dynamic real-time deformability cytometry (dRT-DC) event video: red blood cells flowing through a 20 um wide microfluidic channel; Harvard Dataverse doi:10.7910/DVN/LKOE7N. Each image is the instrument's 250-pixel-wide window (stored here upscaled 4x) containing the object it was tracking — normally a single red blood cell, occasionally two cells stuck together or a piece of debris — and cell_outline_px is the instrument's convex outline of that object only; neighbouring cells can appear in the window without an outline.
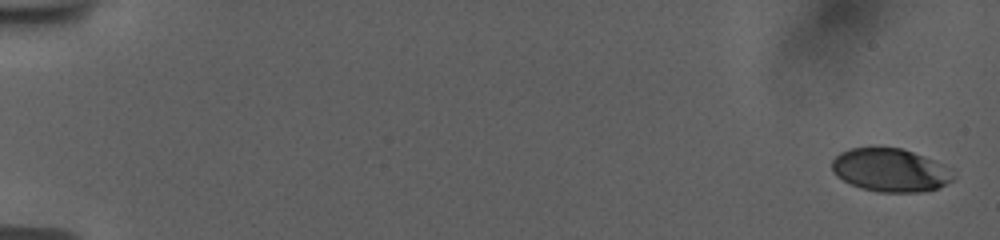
{"species": "human", "species_latin": "Homo sapiens", "temperature_condition": "room temperature", "stored_images_in_passage": 56, "camera_frame_rate_fps": 3000, "um_per_image_px": 0.085, "donor": {"sex": "female"}, "frame": {"image": 1, "passage_image": 1, "time_ms": 0.0, "image_size_px": [1000, 240], "cell_outline_px": [[956, 180], [936, 188], [920, 192], [876, 192], [852, 184], [836, 176], [832, 168], [832, 160], [840, 152], [848, 148], [900, 148], [912, 152], [932, 160], [940, 164], [956, 176]], "centroid_in_image_um": [75.66, 14.47], "position_along_channel_um": 9.3, "area_um2": 30.11}}
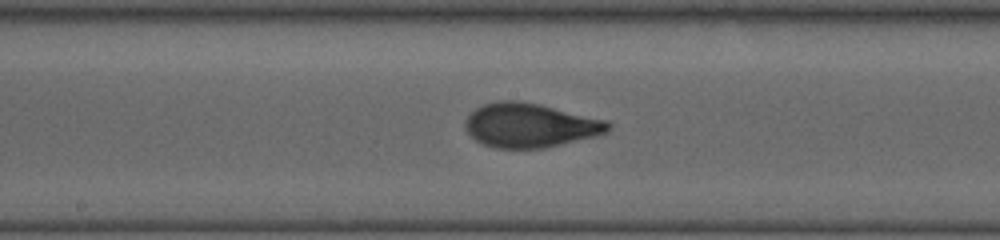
{"frame": {"image": 2, "passage_image": 31, "time_ms": 10.0, "image_size_px": [1000, 240], "cell_outline_px": [[612, 128], [608, 132], [596, 136], [544, 148], [496, 148], [484, 144], [476, 140], [464, 128], [464, 120], [476, 108], [484, 104], [496, 100], [516, 100], [540, 104], [608, 120], [612, 124]], "centroid_in_image_um": [45.08, 10.64], "position_along_channel_um": 203.1, "area_um2": 36.99}}
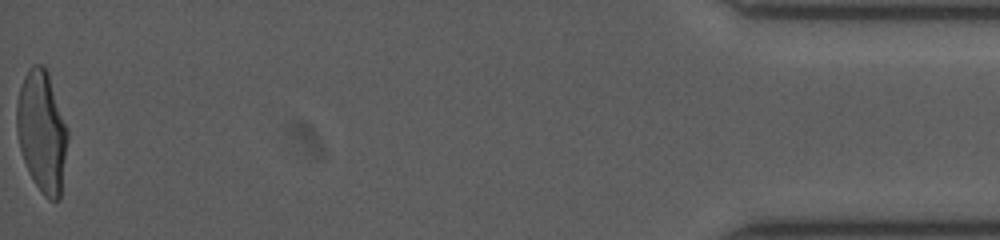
{"frame": {"image": 3, "passage_image": 56, "time_ms": 18.333, "image_size_px": [1000, 240], "cell_outline_px": [[68, 140], [60, 200], [48, 200], [40, 192], [28, 172], [20, 148], [16, 128], [16, 104], [20, 88], [24, 76], [28, 68], [32, 64], [40, 64], [48, 72], [68, 132]], "centroid_in_image_um": [3.55, 11.21], "position_along_channel_um": 431.6, "area_um2": 36.01}, "authors_computed_cell_mechanics": {"area_um2": 35.1424, "velocity_mm_per_s": 3.7666, "shape_relaxation_time_tau1_ms": 4.4103, "shape_relaxation_time_tau2_ms": null, "deformation_change_tau1": 0.1941, "deformation_change_tau2": null}}